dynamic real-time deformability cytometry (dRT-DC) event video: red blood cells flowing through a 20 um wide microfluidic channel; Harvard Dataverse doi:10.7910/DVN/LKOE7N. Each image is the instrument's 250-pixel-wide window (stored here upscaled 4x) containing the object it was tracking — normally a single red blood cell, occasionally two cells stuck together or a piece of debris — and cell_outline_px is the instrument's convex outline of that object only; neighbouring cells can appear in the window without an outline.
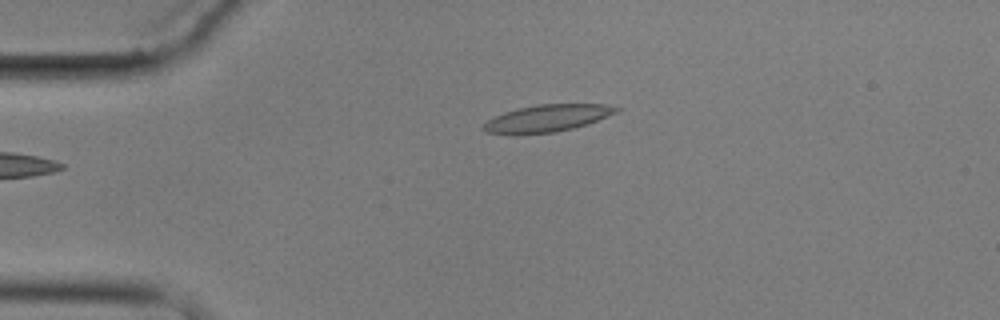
{"species": "common noctule bat (a hibernating species)", "species_latin": "Nyctalus noctula", "temperature_condition": "cold", "stored_images_in_passage": 6, "camera_frame_rate_fps": 3000, "um_per_image_px": 0.085, "animal": {"sex": "male", "body_mass_g": 17.9}, "frame": {"image": 1, "passage_image": 6, "time_ms": 6.0, "image_size_px": [1000, 320], "cell_outline_px": [[620, 108], [616, 112], [588, 124], [556, 132], [484, 132], [480, 128], [488, 120], [504, 112], [516, 108], [536, 104], [604, 104]], "centroid_in_image_um": [46.54, 10.01], "position_along_channel_um": 38.5, "area_um2": 20.29}}